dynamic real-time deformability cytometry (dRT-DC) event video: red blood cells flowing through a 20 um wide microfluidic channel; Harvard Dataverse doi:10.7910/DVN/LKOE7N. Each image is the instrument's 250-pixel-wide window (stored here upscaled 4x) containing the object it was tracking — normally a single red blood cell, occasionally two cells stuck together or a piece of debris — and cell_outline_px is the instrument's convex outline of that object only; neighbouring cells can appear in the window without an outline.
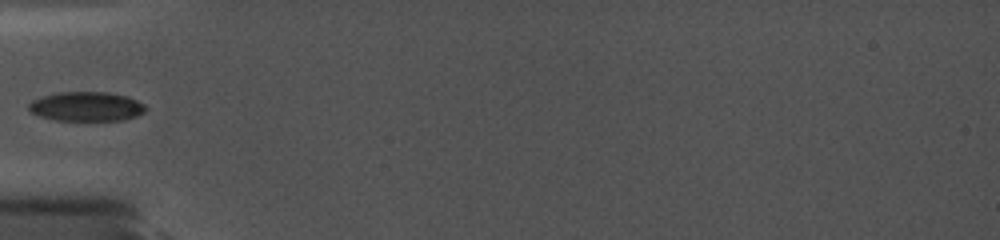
{"species": "common noctule bat (a hibernating species)", "species_latin": "Nyctalus noctula", "temperature_condition": "cold", "stored_images_in_passage": 36, "camera_frame_rate_fps": 5000, "um_per_image_px": 0.085, "animal": {"sex": "female", "body_mass_g": 19.0, "forearm_length_mm": 56.7}, "frame": {"image": 1, "passage_image": 1, "time_ms": 0.0, "image_size_px": [1000, 240], "cell_outline_px": [[148, 108], [144, 112], [136, 116], [124, 120], [56, 120], [40, 116], [32, 112], [28, 108], [28, 104], [32, 100], [40, 96], [60, 92], [108, 92], [128, 96], [144, 104]], "centroid_in_image_um": [7.35, 9.04], "position_along_channel_um": 77.6, "area_um2": 20.06}}
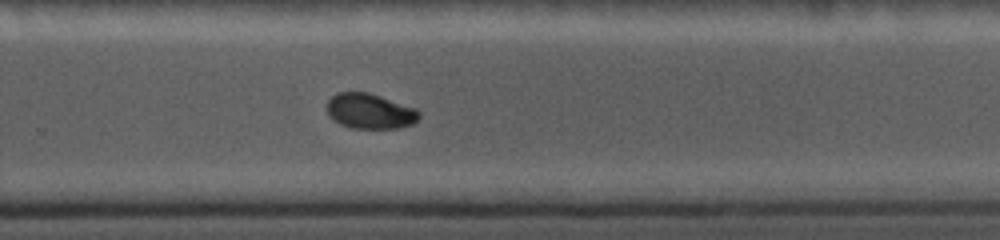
{"frame": {"image": 2, "passage_image": 15, "time_ms": 5.8, "image_size_px": [1000, 240], "cell_outline_px": [[420, 116], [412, 124], [400, 128], [352, 128], [340, 124], [332, 120], [328, 116], [328, 100], [336, 92], [368, 92], [416, 108], [420, 112]], "centroid_in_image_um": [31.43, 9.45], "position_along_channel_um": 298.4, "area_um2": 18.96}}
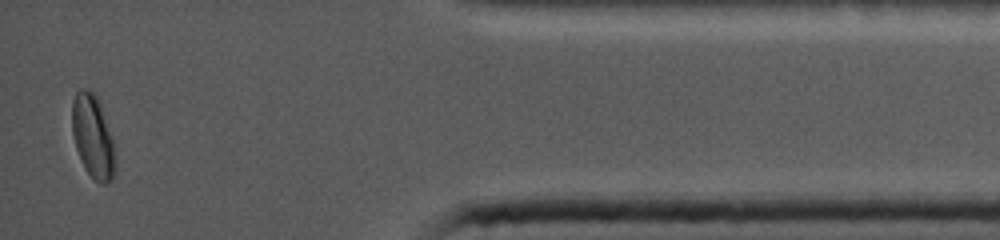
{"frame": {"image": 3, "passage_image": 33, "time_ms": 10.0, "image_size_px": [1000, 240], "cell_outline_px": [[116, 168], [112, 180], [104, 184], [100, 184], [84, 168], [80, 160], [76, 148], [72, 132], [72, 100], [76, 92], [80, 88], [92, 88], [96, 96], [112, 140], [116, 164]], "centroid_in_image_um": [7.87, 11.61], "position_along_channel_um": 427.3, "area_um2": 20.75}}